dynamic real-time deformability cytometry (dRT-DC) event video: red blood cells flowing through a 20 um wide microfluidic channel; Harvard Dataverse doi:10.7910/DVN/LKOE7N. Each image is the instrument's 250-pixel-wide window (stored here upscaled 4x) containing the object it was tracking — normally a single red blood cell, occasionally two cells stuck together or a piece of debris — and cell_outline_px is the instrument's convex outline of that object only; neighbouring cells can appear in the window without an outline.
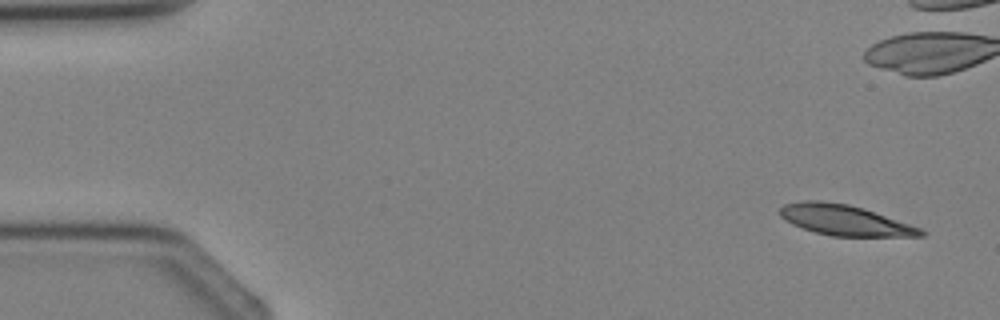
{"species": "Egyptian fruit bat (a non-hibernating species)", "species_latin": "Rousettus aegyptiacus", "temperature_condition": "cold", "stored_images_in_passage": 5, "segment_of_instrument_passage": [2, 2], "camera_frame_rate_fps": 3000, "um_per_image_px": 0.085, "animal": {"sex": "female"}, "frame": {"image": 1, "passage_image": 5, "time_ms": 4.667, "image_size_px": [1000, 320], "cell_outline_px": [[928, 232], [924, 236], [832, 236], [816, 232], [792, 224], [784, 220], [780, 216], [780, 208], [784, 204], [804, 200], [820, 200], [848, 204], [864, 208], [920, 228]], "centroid_in_image_um": [71.79, 18.7], "position_along_channel_um": 13.2, "area_um2": 24.91}}